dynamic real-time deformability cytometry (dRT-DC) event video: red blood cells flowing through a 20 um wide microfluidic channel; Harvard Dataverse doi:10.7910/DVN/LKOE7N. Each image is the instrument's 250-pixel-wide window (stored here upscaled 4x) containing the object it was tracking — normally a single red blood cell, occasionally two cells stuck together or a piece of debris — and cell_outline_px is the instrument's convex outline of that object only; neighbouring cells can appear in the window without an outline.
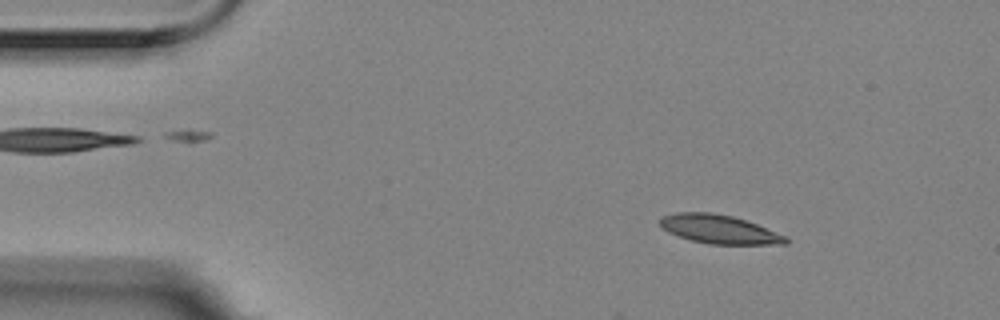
{"species": "Egyptian fruit bat (a non-hibernating species)", "species_latin": "Rousettus aegyptiacus", "temperature_condition": "room temperature", "stored_images_in_passage": 7, "camera_frame_rate_fps": 3000, "um_per_image_px": 0.085, "animal": {"sex": "female"}, "frame": {"image": 1, "passage_image": 2, "time_ms": 0.333, "image_size_px": [1000, 320], "cell_outline_px": [[788, 244], [708, 244], [692, 240], [668, 232], [660, 228], [660, 216], [676, 212], [712, 212], [732, 216], [756, 224], [788, 236]], "centroid_in_image_um": [61.11, 19.48], "position_along_channel_um": 23.9, "area_um2": 21.1}}
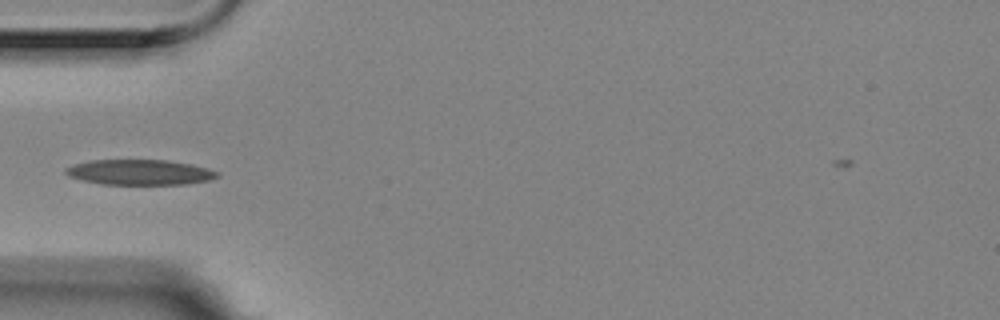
{"frame": {"image": 2, "passage_image": 5, "time_ms": 1.333, "image_size_px": [1000, 320], "cell_outline_px": [[220, 176], [212, 180], [184, 184], [100, 184], [68, 176], [64, 172], [64, 168], [76, 164], [92, 160], [164, 160], [192, 164], [208, 168], [220, 172]], "centroid_in_image_um": [11.93, 14.64], "position_along_channel_um": 73.1, "area_um2": 22.37}}
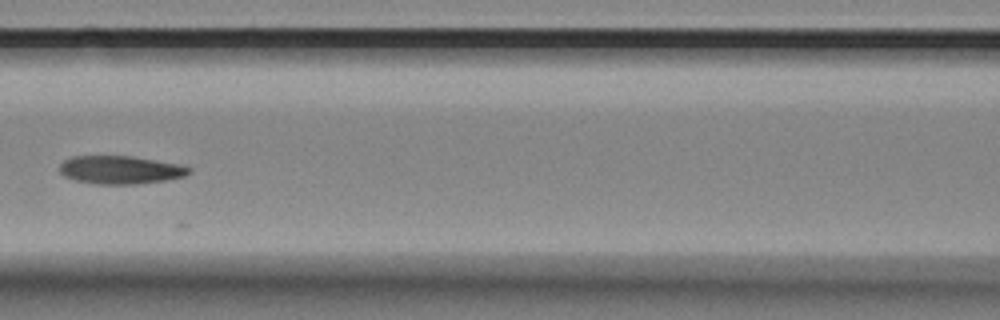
{"frame": {"image": 3, "passage_image": 7, "time_ms": 2.0, "image_size_px": [1000, 320], "cell_outline_px": [[192, 172], [184, 176], [164, 180], [136, 184], [96, 184], [76, 180], [64, 176], [60, 172], [60, 164], [64, 160], [72, 156], [132, 156], [184, 164], [192, 168]], "centroid_in_image_um": [10.28, 14.43], "position_along_channel_um": 156.3, "area_um2": 21.39}}